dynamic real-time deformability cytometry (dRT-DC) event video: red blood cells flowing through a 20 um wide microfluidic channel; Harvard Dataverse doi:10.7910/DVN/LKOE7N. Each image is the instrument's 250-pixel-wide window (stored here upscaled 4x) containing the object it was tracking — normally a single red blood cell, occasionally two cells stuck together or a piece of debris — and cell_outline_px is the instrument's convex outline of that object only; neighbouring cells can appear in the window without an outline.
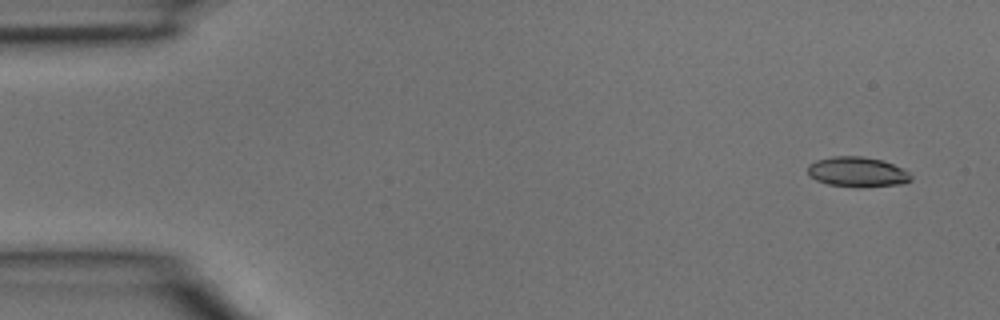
{"species": "common noctule bat (a hibernating species)", "species_latin": "Nyctalus noctula", "temperature_condition": "room temperature", "stored_images_in_passage": 4, "camera_frame_rate_fps": 3000, "um_per_image_px": 0.085, "animal": {"sex": "male", "body_mass_g": 15.6}, "frame": {"image": 1, "passage_image": 1, "time_ms": 0.0, "image_size_px": [1000, 320], "cell_outline_px": [[912, 180], [904, 184], [860, 188], [856, 188], [828, 184], [816, 180], [808, 176], [808, 164], [816, 160], [832, 156], [864, 156], [884, 160], [908, 172], [912, 176]], "centroid_in_image_um": [72.87, 14.62], "position_along_channel_um": 12.1, "area_um2": 18.44}}
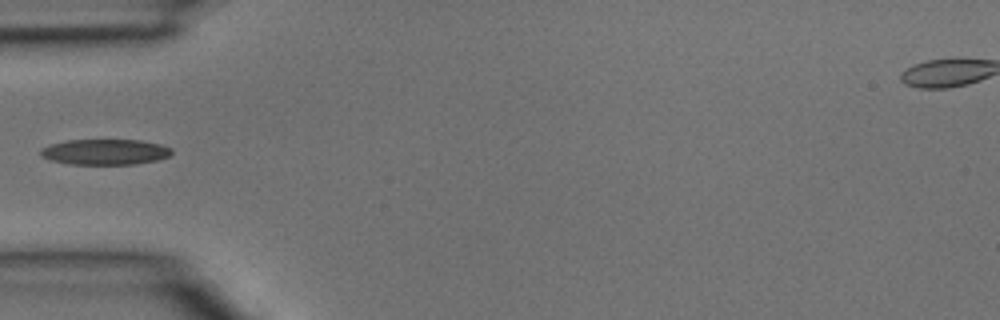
{"frame": {"image": 2, "passage_image": 4, "time_ms": 1.0, "image_size_px": [1000, 320], "cell_outline_px": [[172, 152], [168, 156], [156, 160], [136, 164], [68, 164], [52, 160], [40, 156], [40, 148], [52, 144], [68, 140], [140, 140], [160, 144], [172, 148]], "centroid_in_image_um": [8.92, 12.91], "position_along_channel_um": 76.1, "area_um2": 19.48}}